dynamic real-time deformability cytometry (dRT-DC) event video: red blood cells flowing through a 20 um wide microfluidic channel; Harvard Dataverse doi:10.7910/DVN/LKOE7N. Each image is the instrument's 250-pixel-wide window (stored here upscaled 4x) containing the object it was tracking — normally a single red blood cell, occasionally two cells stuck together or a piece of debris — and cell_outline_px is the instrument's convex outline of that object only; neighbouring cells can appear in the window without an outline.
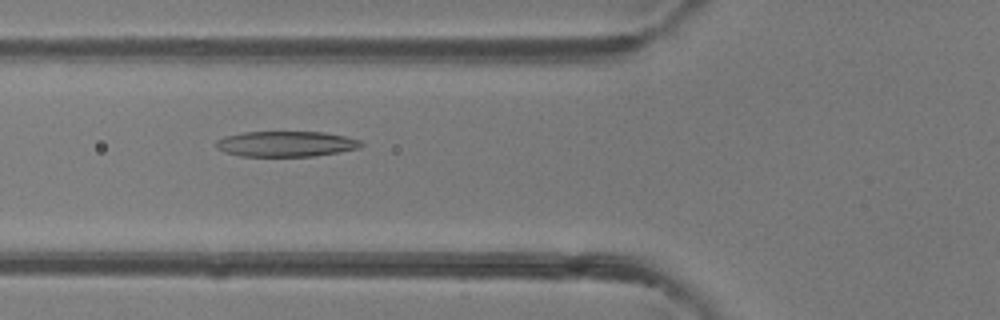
{"species": "common noctule bat (a hibernating species)", "species_latin": "Nyctalus noctula", "temperature_condition": "room temperature", "stored_images_in_passage": 48, "camera_frame_rate_fps": 3000, "um_per_image_px": 0.085, "animal": {"sex": "female"}, "frame": {"image": 1, "passage_image": 18, "time_ms": 5.667, "image_size_px": [1000, 320], "cell_outline_px": [[364, 144], [360, 148], [340, 152], [316, 156], [240, 156], [224, 152], [216, 148], [216, 140], [224, 136], [244, 132], [324, 132], [344, 136], [360, 140]], "centroid_in_image_um": [24.31, 12.23], "position_along_channel_um": 101.5, "area_um2": 21.68}}
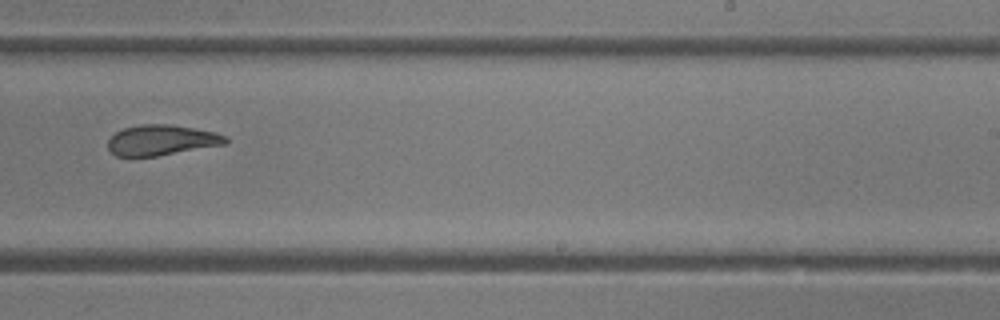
{"frame": {"image": 2, "passage_image": 30, "time_ms": 9.667, "image_size_px": [1000, 320], "cell_outline_px": [[228, 144], [156, 156], [116, 156], [108, 148], [108, 140], [116, 132], [124, 128], [140, 124], [168, 124], [216, 132], [228, 136]], "centroid_in_image_um": [13.77, 11.91], "position_along_channel_um": 275.2, "area_um2": 20.87}}
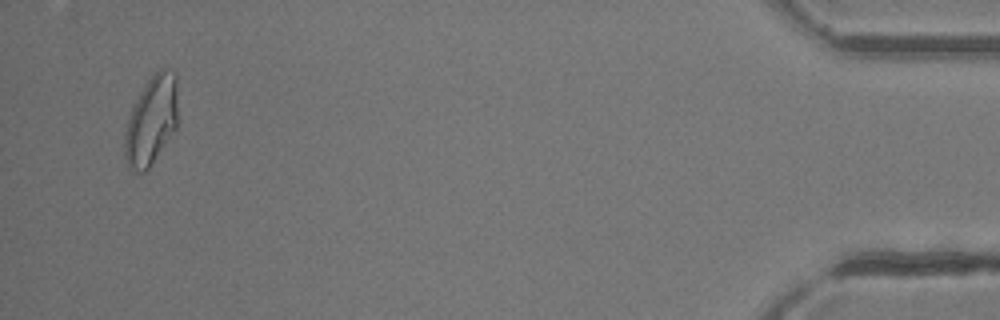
{"frame": {"image": 3, "passage_image": 46, "time_ms": 15.0, "image_size_px": [1000, 320], "cell_outline_px": [[176, 128], [148, 168], [144, 172], [132, 172], [124, 156], [124, 136], [128, 120], [132, 108], [140, 92], [148, 80], [160, 68], [164, 68], [176, 72]], "centroid_in_image_um": [12.85, 10.25], "position_along_channel_um": 422.4, "area_um2": 27.05}, "authors_computed_cell_mechanics": {"area_um2": 23.4957, "velocity_mm_per_s": 4.3424, "shape_relaxation_time_tau1_ms": null, "shape_relaxation_time_tau2_ms": 2.6784, "deformation_change_tau1": null, "deformation_change_tau2": 0.1186}}